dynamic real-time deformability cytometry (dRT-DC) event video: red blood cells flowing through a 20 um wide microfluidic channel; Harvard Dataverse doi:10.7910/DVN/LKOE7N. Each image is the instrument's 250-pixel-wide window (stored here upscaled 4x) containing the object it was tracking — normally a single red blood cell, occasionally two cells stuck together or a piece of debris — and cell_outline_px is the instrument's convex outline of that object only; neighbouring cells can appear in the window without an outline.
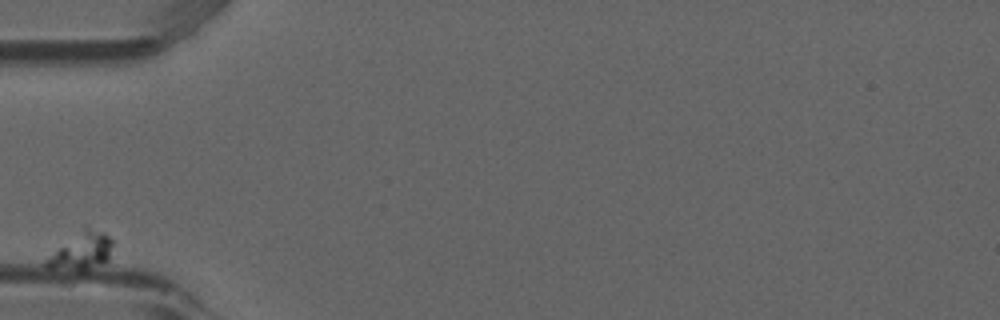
{"species": "common noctule bat (a hibernating species)", "species_latin": "Nyctalus noctula", "temperature_condition": "room temperature", "stored_images_in_passage": 10, "camera_frame_rate_fps": 3000, "um_per_image_px": 0.085, "animal": {"sex": "male", "forearm_length_mm": 52.5}, "frame": {"image": 1, "passage_image": 1, "time_ms": 0.0, "image_size_px": [1000, 320], "cell_outline_px": [[116, 244], [108, 260], [76, 276], [48, 268], [44, 264], [44, 260], [60, 248], [84, 232], [104, 232]], "centroid_in_image_um": [6.95, 21.56], "position_along_channel_um": 78.1, "area_um2": 14.1}}
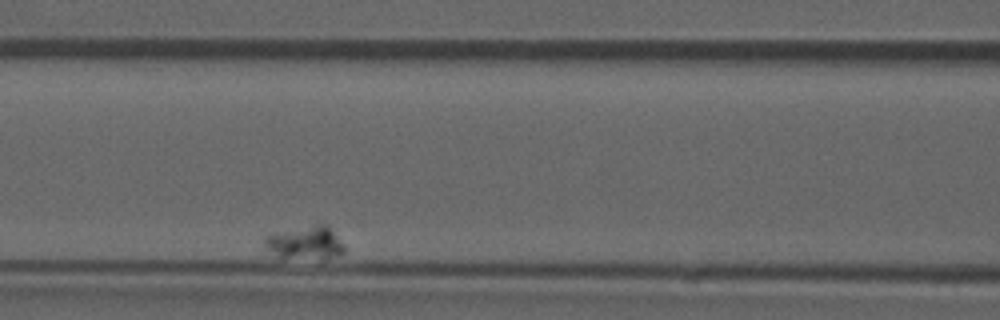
{"frame": {"image": 2, "passage_image": 4, "time_ms": 1.0, "image_size_px": [1000, 320], "cell_outline_px": [[348, 252], [340, 256], [276, 256], [264, 244], [264, 236], [320, 224], [328, 224], [348, 248]], "centroid_in_image_um": [26.07, 20.6], "position_along_channel_um": 140.5, "area_um2": 14.62}}